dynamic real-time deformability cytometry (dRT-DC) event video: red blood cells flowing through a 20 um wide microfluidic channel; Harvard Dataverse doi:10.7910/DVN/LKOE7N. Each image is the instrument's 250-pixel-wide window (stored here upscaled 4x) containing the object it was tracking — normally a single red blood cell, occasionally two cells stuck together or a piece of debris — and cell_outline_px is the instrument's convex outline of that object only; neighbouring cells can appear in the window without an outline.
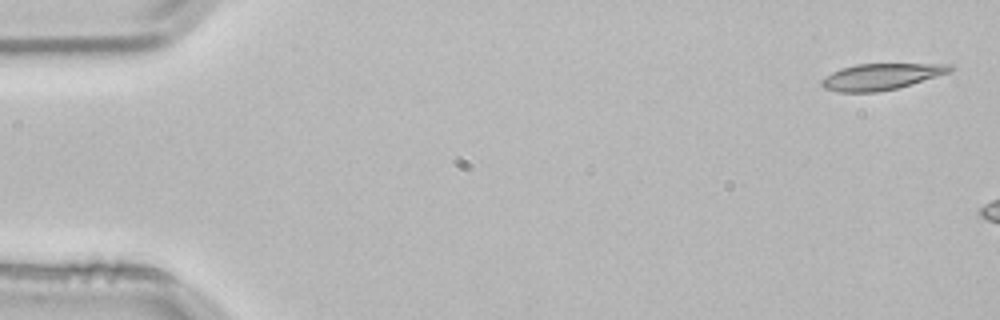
{"species": "common noctule bat (a hibernating species)", "species_latin": "Nyctalus noctula", "temperature_condition": "room temperature", "stored_images_in_passage": 2, "camera_frame_rate_fps": 3000, "um_per_image_px": 0.085, "animal": {"sex": "male", "body_mass_g": 21.5, "forearm_length_mm": 52.0}, "frame": {"image": 1, "passage_image": 1, "time_ms": 0.0, "image_size_px": [1000, 320], "cell_outline_px": [[956, 68], [952, 72], [912, 84], [896, 88], [876, 92], [840, 92], [824, 88], [820, 84], [820, 80], [832, 72], [840, 68], [856, 64], [952, 64]], "centroid_in_image_um": [74.92, 6.51], "position_along_channel_um": 10.1, "area_um2": 19.77}}